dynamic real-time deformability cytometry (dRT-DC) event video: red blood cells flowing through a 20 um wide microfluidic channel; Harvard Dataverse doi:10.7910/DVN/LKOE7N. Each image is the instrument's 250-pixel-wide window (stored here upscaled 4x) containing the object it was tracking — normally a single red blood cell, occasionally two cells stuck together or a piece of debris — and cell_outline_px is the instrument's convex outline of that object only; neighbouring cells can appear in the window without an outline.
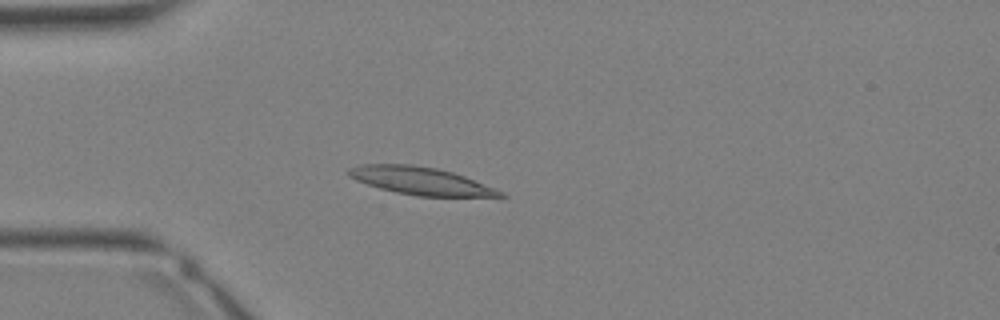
{"species": "Egyptian fruit bat (a non-hibernating species)", "species_latin": "Rousettus aegyptiacus", "temperature_condition": "warm", "stored_images_in_passage": 26, "camera_frame_rate_fps": 3000, "um_per_image_px": 0.085, "animal": {"sex": "female"}, "frame": {"image": 1, "passage_image": 1, "time_ms": 0.0, "image_size_px": [1000, 320], "cell_outline_px": [[508, 196], [416, 196], [396, 192], [380, 188], [356, 180], [348, 176], [348, 168], [360, 164], [412, 164], [436, 168], [452, 172], [464, 176], [496, 188], [504, 192]], "centroid_in_image_um": [35.74, 15.36], "position_along_channel_um": 49.3, "area_um2": 24.28}}
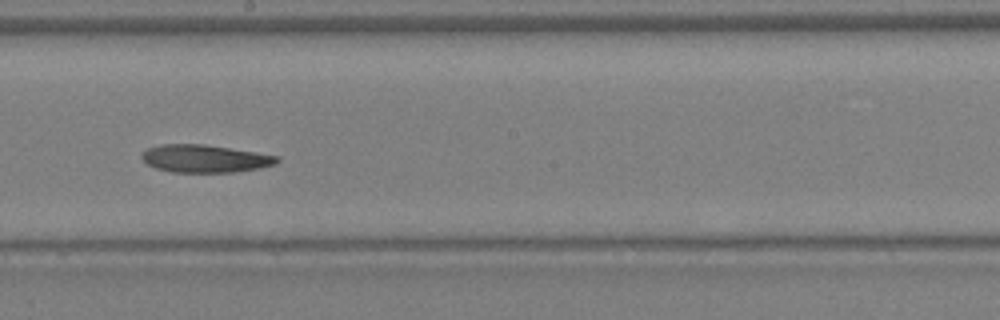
{"frame": {"image": 2, "passage_image": 11, "time_ms": 3.333, "image_size_px": [1000, 320], "cell_outline_px": [[280, 160], [276, 164], [260, 168], [232, 172], [172, 172], [156, 168], [148, 164], [140, 156], [148, 148], [160, 144], [204, 144], [256, 152], [280, 156]], "centroid_in_image_um": [17.45, 13.48], "position_along_channel_um": 230.8, "area_um2": 21.79}}
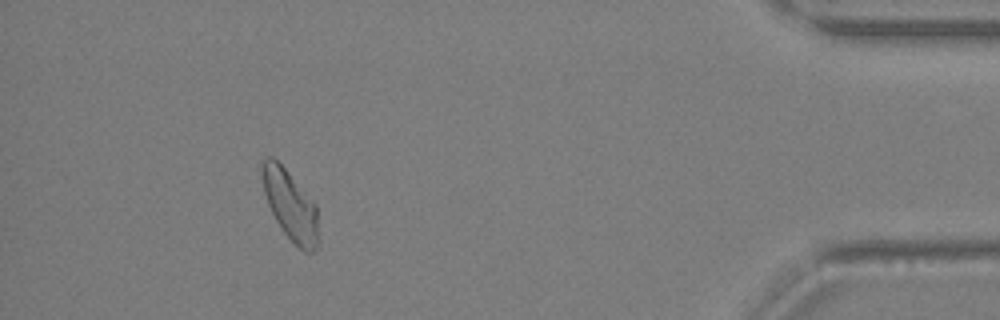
{"frame": {"image": 3, "passage_image": 23, "time_ms": 7.333, "image_size_px": [1000, 320], "cell_outline_px": [[320, 244], [312, 252], [304, 252], [284, 232], [276, 220], [268, 204], [264, 192], [260, 172], [260, 160], [264, 156], [272, 156], [288, 172], [316, 204], [320, 240]], "centroid_in_image_um": [24.67, 17.42], "position_along_channel_um": 410.5, "area_um2": 23.18}}